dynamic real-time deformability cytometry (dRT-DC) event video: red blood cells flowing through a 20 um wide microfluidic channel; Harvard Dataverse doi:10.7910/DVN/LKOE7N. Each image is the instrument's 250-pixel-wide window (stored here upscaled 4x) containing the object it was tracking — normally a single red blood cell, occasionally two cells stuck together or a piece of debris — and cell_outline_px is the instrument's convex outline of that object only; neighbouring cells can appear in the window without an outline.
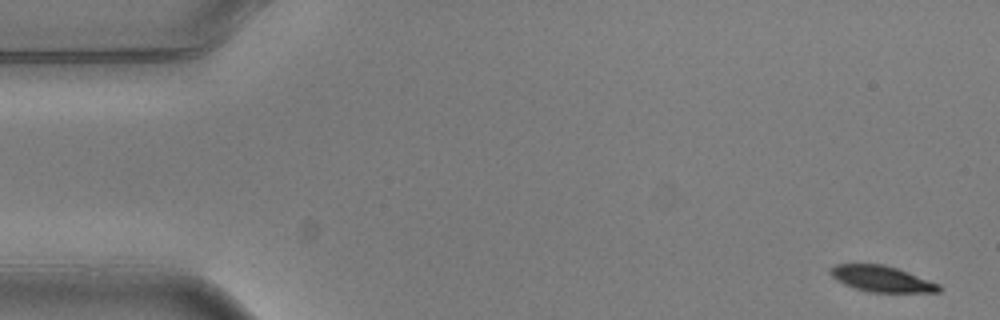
{"species": "common noctule bat (a hibernating species)", "species_latin": "Nyctalus noctula", "temperature_condition": "warm", "stored_images_in_passage": 6, "segment_of_instrument_passage": [1, 2], "camera_frame_rate_fps": 3000, "um_per_image_px": 0.085, "animal": {"sex": "male", "body_mass_g": 20.5, "forearm_length_mm": 52.5}, "frame": {"image": 1, "passage_image": 1, "time_ms": 0.0, "image_size_px": [1000, 320], "cell_outline_px": [[944, 288], [940, 292], [868, 292], [844, 284], [836, 280], [828, 272], [828, 268], [836, 264], [884, 264], [908, 272], [940, 284]], "centroid_in_image_um": [74.94, 23.7], "position_along_channel_um": 10.1, "area_um2": 16.53}}
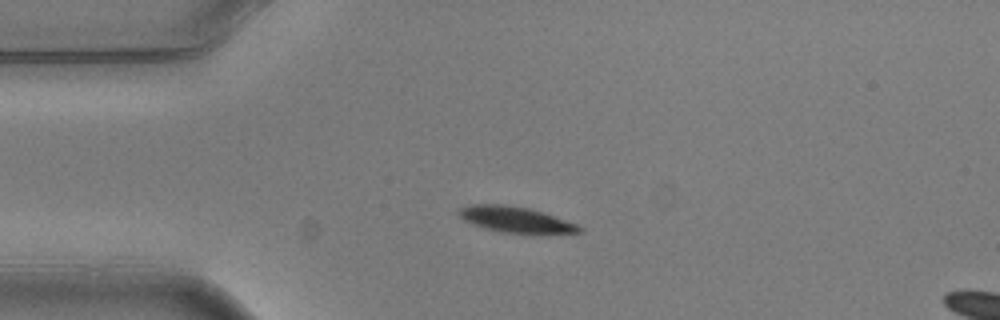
{"frame": {"image": 2, "passage_image": 4, "time_ms": 1.0, "image_size_px": [1000, 320], "cell_outline_px": [[584, 228], [580, 232], [500, 232], [484, 228], [472, 224], [464, 220], [456, 212], [460, 208], [472, 204], [500, 204], [528, 208], [576, 224]], "centroid_in_image_um": [43.72, 18.64], "position_along_channel_um": 41.3, "area_um2": 17.4}}